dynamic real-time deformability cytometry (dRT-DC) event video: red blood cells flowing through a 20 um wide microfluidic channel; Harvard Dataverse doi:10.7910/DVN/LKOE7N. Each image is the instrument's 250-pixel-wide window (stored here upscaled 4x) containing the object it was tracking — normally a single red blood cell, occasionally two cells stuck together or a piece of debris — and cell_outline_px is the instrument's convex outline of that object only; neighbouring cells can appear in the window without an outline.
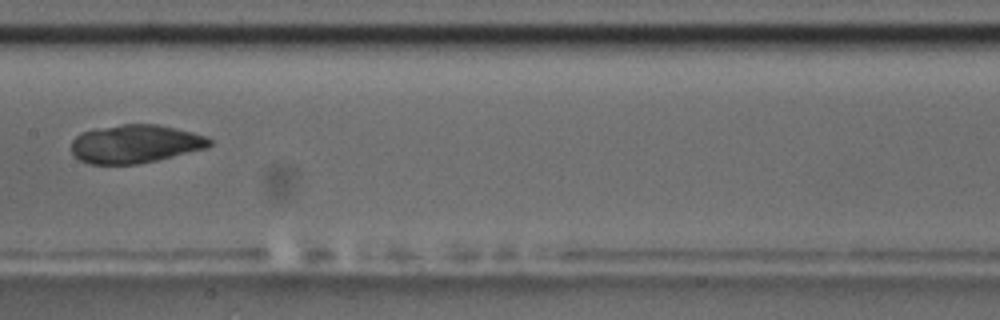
{"species": "common noctule bat (a hibernating species)", "species_latin": "Nyctalus noctula", "temperature_condition": "room temperature", "stored_images_in_passage": 11, "camera_frame_rate_fps": 3000, "um_per_image_px": 0.085, "animal": {"sex": "male", "body_mass_g": 17.5, "forearm_length_mm": 52.3}, "frame": {"image": 1, "passage_image": 8, "time_ms": 9.0, "image_size_px": [1000, 320], "cell_outline_px": [[212, 144], [208, 148], [156, 160], [136, 164], [88, 164], [80, 160], [72, 152], [72, 140], [80, 132], [96, 128], [120, 124], [160, 124], [208, 136], [212, 140]], "centroid_in_image_um": [11.51, 12.22], "position_along_channel_um": 195.9, "area_um2": 31.1}}